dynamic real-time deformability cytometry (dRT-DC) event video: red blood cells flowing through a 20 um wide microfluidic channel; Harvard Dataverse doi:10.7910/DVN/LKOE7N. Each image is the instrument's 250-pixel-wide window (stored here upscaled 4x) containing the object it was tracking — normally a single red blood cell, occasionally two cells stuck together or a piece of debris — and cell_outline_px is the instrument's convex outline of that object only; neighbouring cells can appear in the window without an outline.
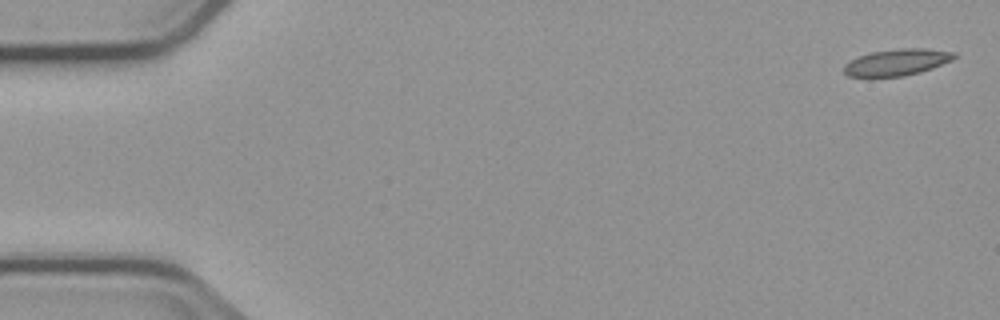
{"species": "common noctule bat (a hibernating species)", "species_latin": "Nyctalus noctula", "temperature_condition": "cold", "stored_images_in_passage": 5, "camera_frame_rate_fps": 3000, "um_per_image_px": 0.085, "animal": {"sex": "male", "body_mass_g": 23.1, "forearm_length_mm": 52.7}, "frame": {"image": 1, "passage_image": 1, "time_ms": 0.0, "image_size_px": [1000, 320], "cell_outline_px": [[956, 56], [952, 60], [932, 68], [920, 72], [904, 76], [872, 80], [868, 80], [848, 76], [844, 72], [844, 64], [860, 56], [872, 52], [900, 48], [924, 48], [956, 52]], "centroid_in_image_um": [76.18, 5.34], "position_along_channel_um": 8.8, "area_um2": 17.69}}
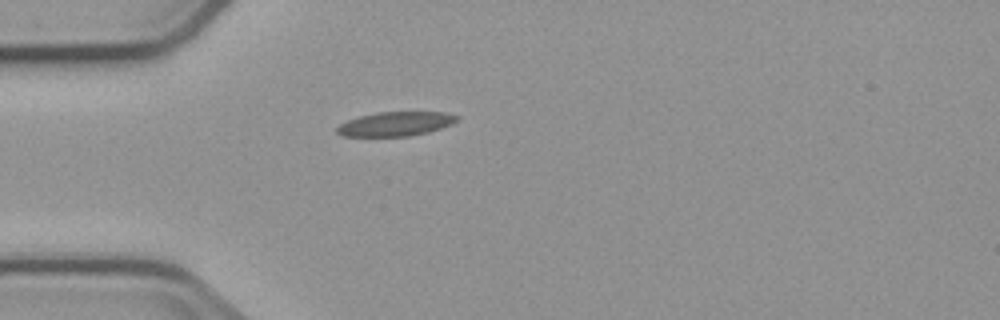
{"frame": {"image": 2, "passage_image": 4, "time_ms": 4.667, "image_size_px": [1000, 320], "cell_outline_px": [[460, 116], [452, 124], [428, 132], [408, 136], [340, 136], [336, 132], [336, 128], [340, 124], [348, 120], [360, 116], [376, 112], [448, 112]], "centroid_in_image_um": [33.62, 10.53], "position_along_channel_um": 51.4, "area_um2": 16.94}}